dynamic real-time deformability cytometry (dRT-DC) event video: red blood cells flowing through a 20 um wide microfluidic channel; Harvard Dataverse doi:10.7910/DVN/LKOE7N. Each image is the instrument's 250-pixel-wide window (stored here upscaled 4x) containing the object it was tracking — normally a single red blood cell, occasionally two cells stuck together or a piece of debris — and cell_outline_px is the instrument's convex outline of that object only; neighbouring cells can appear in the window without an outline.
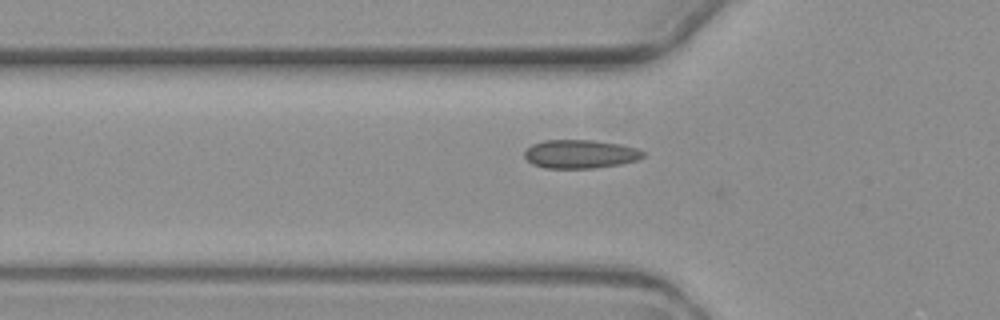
{"species": "common noctule bat (a hibernating species)", "species_latin": "Nyctalus noctula", "temperature_condition": "warm", "stored_images_in_passage": 4, "segment_of_instrument_passage": [2, 2], "camera_frame_rate_fps": 3000, "um_per_image_px": 0.085, "animal": {"sex": "female", "body_mass_g": 19.3, "forearm_length_mm": 54.1}, "frame": {"image": 1, "passage_image": 4, "time_ms": 4.333, "image_size_px": [1000, 320], "cell_outline_px": [[644, 156], [636, 160], [620, 164], [592, 168], [544, 168], [532, 164], [524, 156], [524, 152], [532, 144], [544, 140], [592, 140], [620, 144], [636, 148], [644, 152]], "centroid_in_image_um": [49.29, 13.09], "position_along_channel_um": 76.5, "area_um2": 19.65}}